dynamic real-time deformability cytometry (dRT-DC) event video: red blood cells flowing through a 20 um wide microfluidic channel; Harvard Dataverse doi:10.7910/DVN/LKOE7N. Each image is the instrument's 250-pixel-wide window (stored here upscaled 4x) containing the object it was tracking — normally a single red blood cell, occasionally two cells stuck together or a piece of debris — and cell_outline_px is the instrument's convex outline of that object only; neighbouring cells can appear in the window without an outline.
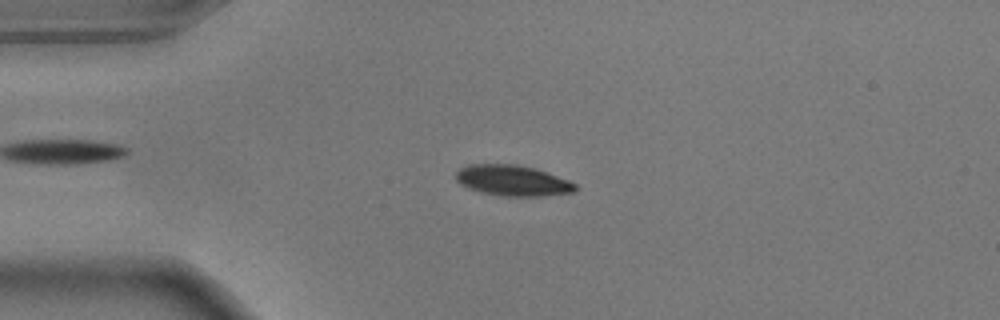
{"species": "common noctule bat (a hibernating species)", "species_latin": "Nyctalus noctula", "temperature_condition": "warm", "stored_images_in_passage": 55, "camera_frame_rate_fps": 3000, "um_per_image_px": 0.085, "animal": {"sex": "male", "body_mass_g": 17.9}, "frame": {"image": 1, "passage_image": 13, "time_ms": 4.0, "image_size_px": [1000, 320], "cell_outline_px": [[576, 188], [572, 192], [544, 196], [504, 196], [480, 192], [468, 188], [460, 184], [456, 180], [456, 172], [460, 168], [468, 164], [516, 164], [536, 168], [568, 180], [576, 184]], "centroid_in_image_um": [43.54, 15.34], "position_along_channel_um": 41.5, "area_um2": 21.39}}
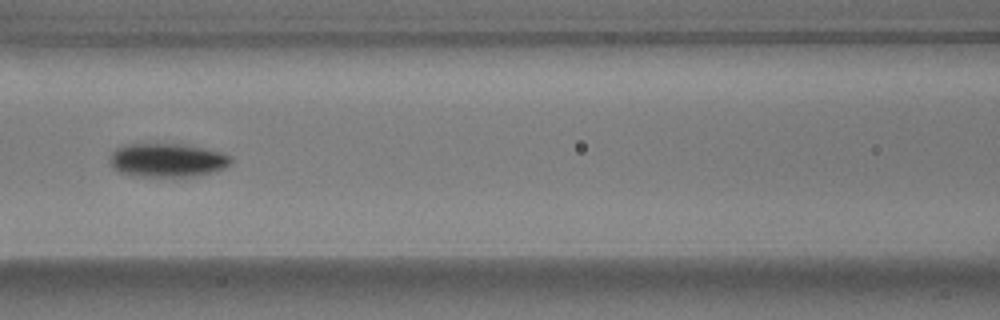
{"frame": {"image": 2, "passage_image": 24, "time_ms": 7.667, "image_size_px": [1000, 320], "cell_outline_px": [[232, 164], [216, 172], [196, 176], [132, 176], [120, 172], [112, 168], [108, 160], [112, 152], [116, 148], [124, 144], [184, 144], [204, 148], [220, 152], [232, 156]], "centroid_in_image_um": [14.22, 13.62], "position_along_channel_um": 152.4, "area_um2": 24.1}}
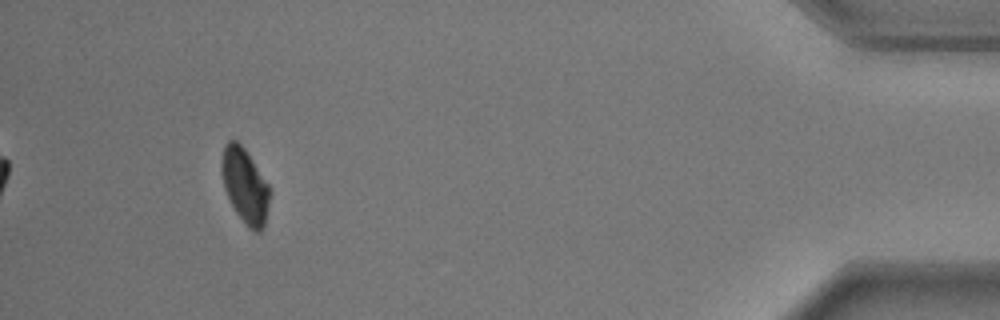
{"frame": {"image": 3, "passage_image": 51, "time_ms": 16.667, "image_size_px": [1000, 320], "cell_outline_px": [[268, 204], [264, 224], [260, 232], [256, 232], [248, 228], [236, 212], [224, 188], [220, 168], [220, 164], [224, 144], [228, 140], [236, 140], [248, 152], [268, 184]], "centroid_in_image_um": [20.78, 15.74], "position_along_channel_um": 414.4, "area_um2": 20.75}, "authors_computed_cell_mechanics": {"area_um2": 22.0218, "velocity_mm_per_s": 3.6483, "shape_relaxation_time_tau1_ms": 3.4033, "shape_relaxation_time_tau2_ms": null, "deformation_change_tau1": 0.1608, "deformation_change_tau2": null}}